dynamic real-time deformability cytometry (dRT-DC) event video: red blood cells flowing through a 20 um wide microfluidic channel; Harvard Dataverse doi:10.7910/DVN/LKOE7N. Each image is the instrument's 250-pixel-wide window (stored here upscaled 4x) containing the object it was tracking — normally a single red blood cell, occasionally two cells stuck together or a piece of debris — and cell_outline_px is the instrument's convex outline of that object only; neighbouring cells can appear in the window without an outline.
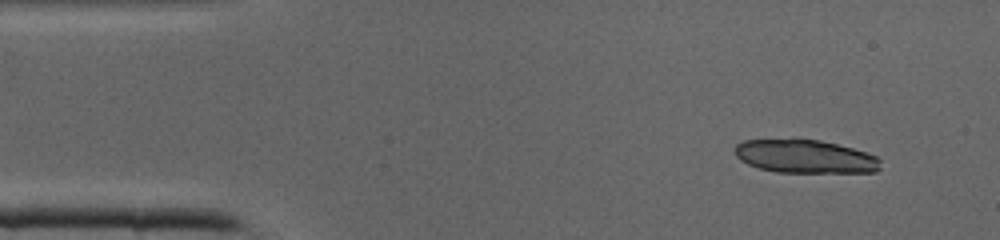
{"species": "common noctule bat (a hibernating species)", "species_latin": "Nyctalus noctula", "temperature_condition": "cold", "stored_images_in_passage": 37, "camera_frame_rate_fps": 3000, "um_per_image_px": 0.085, "animal": {"sex": "male", "body_mass_g": 19.0, "forearm_length_mm": 50.8}, "frame": {"image": 1, "passage_image": 1, "time_ms": 0.0, "image_size_px": [1000, 240], "cell_outline_px": [[880, 168], [876, 172], [776, 172], [760, 168], [748, 164], [740, 160], [736, 156], [736, 144], [744, 140], [792, 136], [796, 136], [820, 140], [852, 148], [876, 156], [880, 160]], "centroid_in_image_um": [68.38, 13.25], "position_along_channel_um": 16.6, "area_um2": 29.02}}
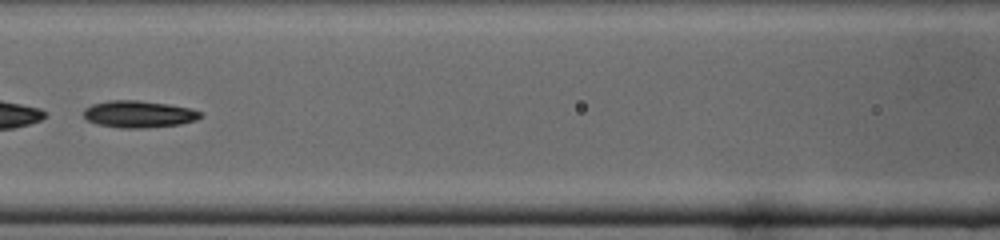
{"frame": {"image": 2, "passage_image": 15, "time_ms": 4.667, "image_size_px": [1000, 240], "cell_outline_px": [[204, 116], [196, 120], [180, 124], [144, 128], [120, 128], [96, 124], [88, 120], [84, 116], [84, 108], [92, 104], [108, 100], [136, 100], [168, 104], [192, 108], [204, 112]], "centroid_in_image_um": [11.83, 9.7], "position_along_channel_um": 154.8, "area_um2": 18.55}}
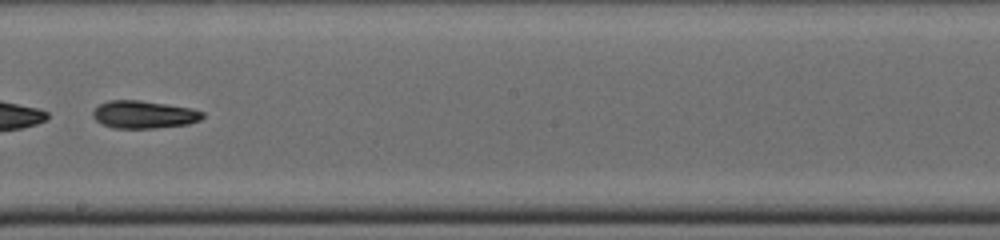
{"frame": {"image": 3, "passage_image": 20, "time_ms": 6.333, "image_size_px": [1000, 240], "cell_outline_px": [[204, 116], [200, 120], [188, 124], [156, 128], [112, 128], [96, 120], [92, 116], [92, 112], [100, 104], [108, 100], [140, 100], [192, 108], [204, 112]], "centroid_in_image_um": [12.24, 9.73], "position_along_channel_um": 236.0, "area_um2": 17.69}}